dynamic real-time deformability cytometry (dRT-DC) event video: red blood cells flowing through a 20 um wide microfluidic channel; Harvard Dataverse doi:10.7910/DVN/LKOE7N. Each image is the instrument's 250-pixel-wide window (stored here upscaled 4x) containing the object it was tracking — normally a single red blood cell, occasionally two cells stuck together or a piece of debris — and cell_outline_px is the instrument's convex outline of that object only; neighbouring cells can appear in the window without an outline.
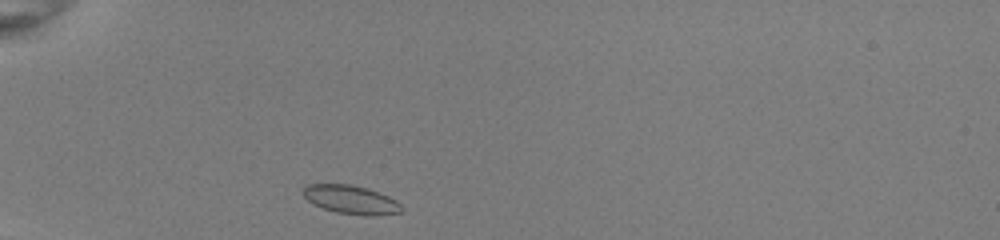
{"species": "common noctule bat (a hibernating species)", "species_latin": "Nyctalus noctula", "temperature_condition": "room temperature", "stored_images_in_passage": 33, "camera_frame_rate_fps": 3000, "um_per_image_px": 0.085, "animal": {"sex": "female", "body_mass_g": 22.0, "forearm_length_mm": 56.7}, "frame": {"image": 1, "passage_image": 1, "time_ms": 0.0, "image_size_px": [1000, 240], "cell_outline_px": [[404, 208], [400, 212], [372, 216], [364, 216], [336, 212], [312, 204], [300, 192], [308, 184], [352, 184], [368, 188], [388, 196], [396, 200]], "centroid_in_image_um": [29.82, 16.97], "position_along_channel_um": 55.2, "area_um2": 16.53}}
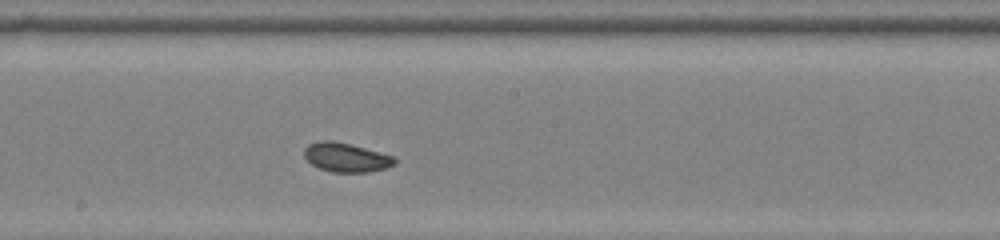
{"frame": {"image": 2, "passage_image": 15, "time_ms": 4.667, "image_size_px": [1000, 240], "cell_outline_px": [[396, 164], [388, 168], [368, 172], [332, 172], [320, 168], [312, 164], [304, 156], [304, 148], [308, 144], [320, 140], [332, 140], [352, 144], [380, 152], [392, 156], [396, 160]], "centroid_in_image_um": [29.43, 13.37], "position_along_channel_um": 218.8, "area_um2": 15.43}}
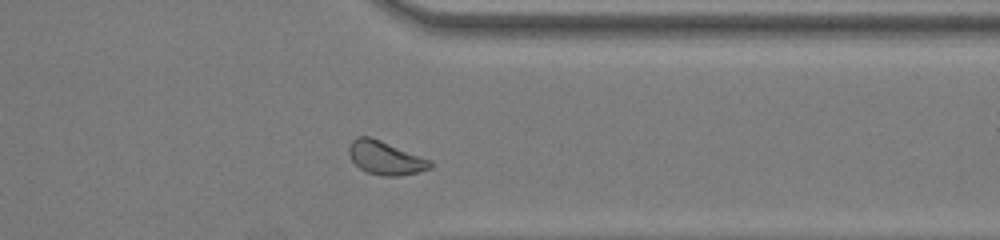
{"frame": {"image": 3, "passage_image": 27, "time_ms": 8.667, "image_size_px": [1000, 240], "cell_outline_px": [[432, 168], [400, 176], [380, 176], [368, 172], [360, 168], [352, 160], [348, 152], [348, 148], [352, 140], [356, 136], [368, 136], [380, 140], [432, 160]], "centroid_in_image_um": [32.76, 13.42], "position_along_channel_um": 378.6, "area_um2": 15.84}, "authors_computed_cell_mechanics": {"area_um2": 15.4904, "velocity_mm_per_s": 3.9834, "shape_relaxation_time_tau1_ms": 3.0227, "shape_relaxation_time_tau2_ms": null, "deformation_change_tau1": 0.0991, "deformation_change_tau2": null}}